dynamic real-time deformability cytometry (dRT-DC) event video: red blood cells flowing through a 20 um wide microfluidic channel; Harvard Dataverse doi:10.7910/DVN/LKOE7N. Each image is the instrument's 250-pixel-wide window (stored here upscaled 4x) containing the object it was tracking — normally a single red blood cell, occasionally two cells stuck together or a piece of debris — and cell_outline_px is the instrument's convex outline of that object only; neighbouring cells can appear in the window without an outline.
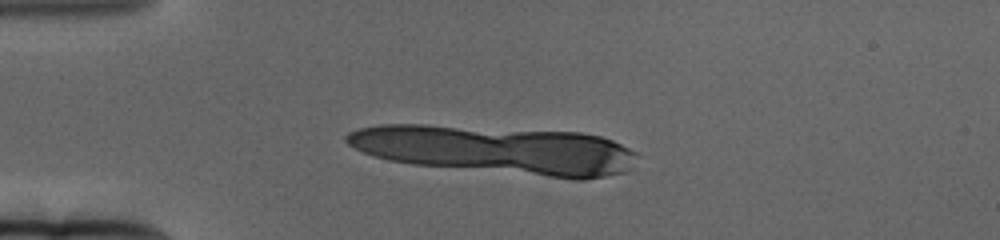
{"species": "human", "species_latin": "Homo sapiens", "temperature_condition": "cold", "stored_images_in_passage": 2, "segment_of_instrument_passage": [1, 2], "camera_frame_rate_fps": 3000, "um_per_image_px": 0.085, "donor": {"sex": "female"}, "frame": {"image": 1, "passage_image": 1, "time_ms": 0.0, "image_size_px": [1000, 240], "cell_outline_px": [[620, 148], [592, 176], [564, 176], [448, 164], [376, 128], [440, 128], [548, 132], [592, 136], [608, 140], [616, 144]], "centroid_in_image_um": [43.49, 12.71], "position_along_channel_um": 41.5, "area_um2": 55.2}}